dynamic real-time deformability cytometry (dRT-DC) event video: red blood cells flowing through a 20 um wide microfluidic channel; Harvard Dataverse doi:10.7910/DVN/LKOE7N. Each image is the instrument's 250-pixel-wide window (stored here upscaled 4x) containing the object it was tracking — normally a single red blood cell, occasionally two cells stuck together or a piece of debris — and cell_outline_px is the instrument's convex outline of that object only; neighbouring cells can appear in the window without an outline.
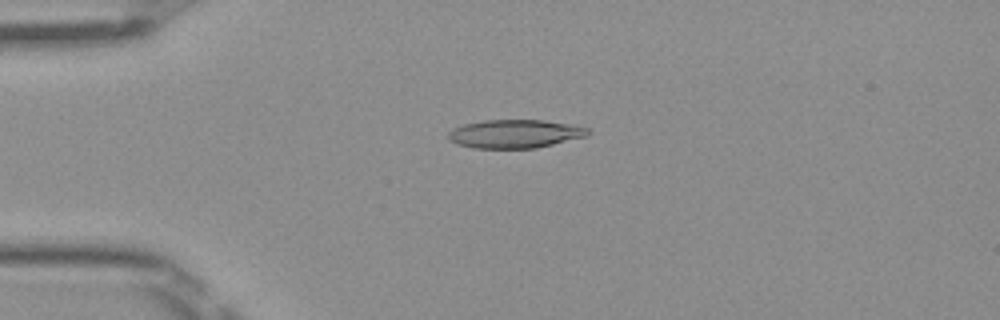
{"species": "Egyptian fruit bat (a non-hibernating species)", "species_latin": "Rousettus aegyptiacus", "temperature_condition": "room temperature", "stored_images_in_passage": 50, "camera_frame_rate_fps": 3000, "um_per_image_px": 0.085, "frame": {"image": 1, "passage_image": 12, "time_ms": 3.667, "image_size_px": [1000, 320], "cell_outline_px": [[592, 132], [588, 136], [536, 148], [472, 148], [456, 144], [448, 140], [448, 132], [452, 128], [464, 124], [484, 120], [544, 120], [572, 124], [588, 128]], "centroid_in_image_um": [43.77, 11.37], "position_along_channel_um": 41.2, "area_um2": 23.41}}
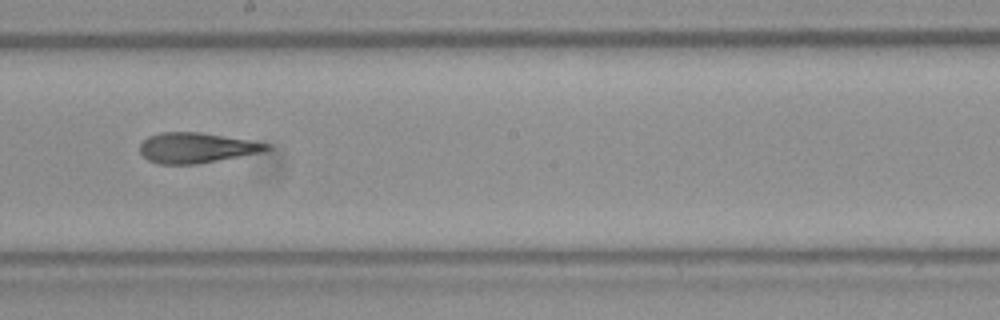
{"frame": {"image": 2, "passage_image": 28, "time_ms": 9.0, "image_size_px": [1000, 320], "cell_outline_px": [[272, 148], [256, 152], [196, 164], [160, 164], [148, 160], [140, 152], [140, 144], [148, 136], [160, 132], [200, 132], [248, 140], [268, 144]], "centroid_in_image_um": [16.6, 12.55], "position_along_channel_um": 231.6, "area_um2": 21.79}}
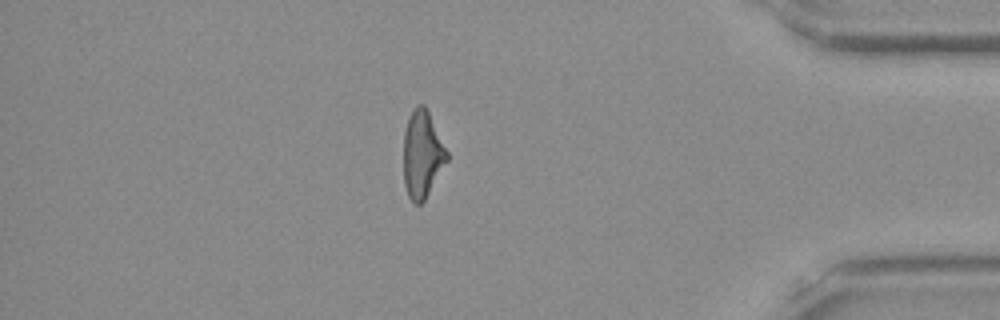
{"frame": {"image": 3, "passage_image": 43, "time_ms": 14.0, "image_size_px": [1000, 320], "cell_outline_px": [[448, 160], [424, 200], [420, 204], [416, 204], [408, 196], [404, 184], [404, 132], [408, 116], [412, 108], [416, 104], [424, 104], [448, 152]], "centroid_in_image_um": [35.88, 13.09], "position_along_channel_um": 399.3, "area_um2": 21.91}, "authors_computed_cell_mechanics": {"area_um2": 22.5998, "velocity_mm_per_s": 4.0664, "shape_relaxation_time_tau1_ms": 9.9081, "shape_relaxation_time_tau2_ms": 2.073, "deformation_change_tau1": 0.2882, "deformation_change_tau2": 0.1218}}